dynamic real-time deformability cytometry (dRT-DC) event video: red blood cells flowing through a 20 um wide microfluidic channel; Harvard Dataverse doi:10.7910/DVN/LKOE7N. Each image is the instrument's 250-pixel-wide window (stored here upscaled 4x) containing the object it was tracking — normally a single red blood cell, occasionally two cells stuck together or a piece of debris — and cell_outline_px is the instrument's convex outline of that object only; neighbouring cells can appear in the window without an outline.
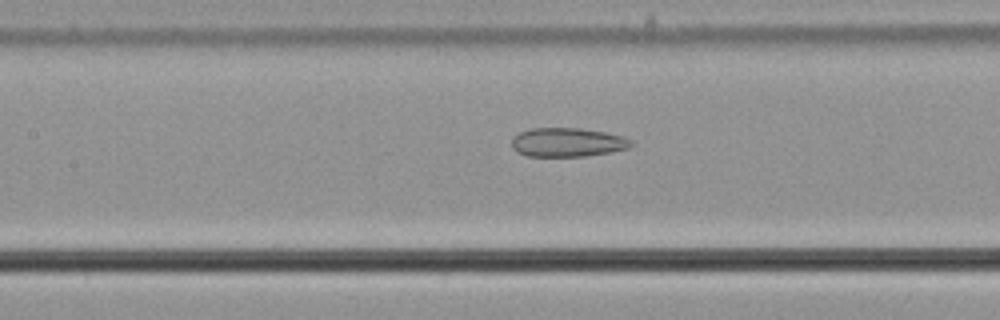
{"species": "common noctule bat (a hibernating species)", "species_latin": "Nyctalus noctula", "temperature_condition": "cold", "stored_images_in_passage": 23, "camera_frame_rate_fps": 3000, "um_per_image_px": 0.085, "animal": {"sex": "male", "body_mass_g": 21.5, "forearm_length_mm": 52.0}, "frame": {"image": 1, "passage_image": 9, "time_ms": 2.667, "image_size_px": [1000, 320], "cell_outline_px": [[632, 144], [628, 148], [612, 152], [584, 156], [528, 156], [516, 152], [512, 148], [512, 136], [528, 128], [580, 128], [604, 132], [624, 136], [632, 140]], "centroid_in_image_um": [48.21, 12.09], "position_along_channel_um": 159.2, "area_um2": 20.29}}
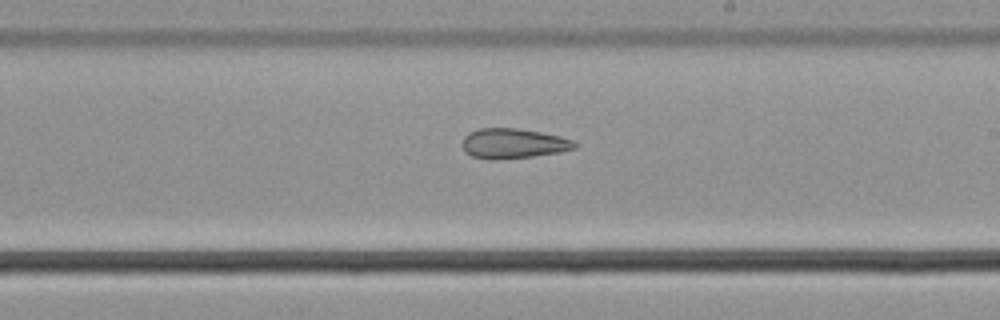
{"frame": {"image": 2, "passage_image": 16, "time_ms": 5.0, "image_size_px": [1000, 320], "cell_outline_px": [[580, 144], [576, 148], [560, 152], [532, 156], [492, 160], [472, 156], [464, 152], [464, 136], [468, 132], [480, 128], [516, 128], [540, 132], [560, 136], [576, 140]], "centroid_in_image_um": [43.68, 12.19], "position_along_channel_um": 245.3, "area_um2": 19.71}}
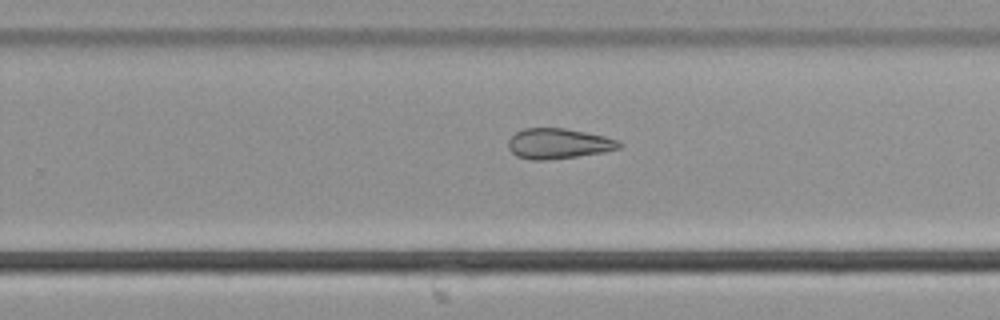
{"frame": {"image": 3, "passage_image": 19, "time_ms": 6.0, "image_size_px": [1000, 320], "cell_outline_px": [[624, 144], [620, 148], [604, 152], [576, 156], [544, 160], [532, 160], [516, 156], [508, 148], [508, 140], [516, 132], [524, 128], [564, 128], [604, 136], [620, 140]], "centroid_in_image_um": [47.48, 12.2], "position_along_channel_um": 282.3, "area_um2": 19.59}}